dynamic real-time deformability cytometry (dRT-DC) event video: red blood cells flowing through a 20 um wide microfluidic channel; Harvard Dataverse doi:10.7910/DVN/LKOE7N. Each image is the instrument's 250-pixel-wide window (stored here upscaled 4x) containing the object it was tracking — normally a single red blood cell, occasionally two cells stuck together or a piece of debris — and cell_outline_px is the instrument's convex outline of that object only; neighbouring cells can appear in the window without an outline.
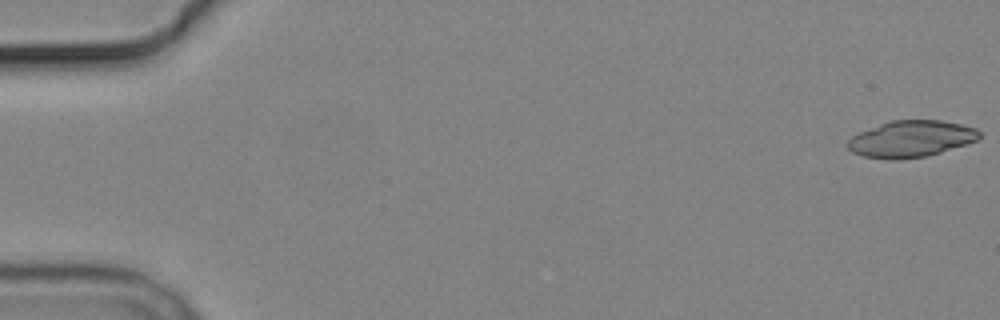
{"species": "common noctule bat (a hibernating species)", "species_latin": "Nyctalus noctula", "temperature_condition": "cold", "stored_images_in_passage": 15, "segment_of_instrument_passage": [1, 2], "camera_frame_rate_fps": 3000, "um_per_image_px": 0.085, "animal": {"sex": "male", "body_mass_g": 19.2, "forearm_length_mm": 51.8}, "frame": {"image": 1, "passage_image": 1, "time_ms": 0.0, "image_size_px": [1000, 320], "cell_outline_px": [[980, 136], [976, 140], [940, 152], [924, 156], [900, 160], [888, 160], [864, 156], [852, 152], [844, 144], [852, 136], [860, 132], [880, 124], [892, 120], [940, 120], [960, 124], [976, 128], [980, 132]], "centroid_in_image_um": [77.39, 11.81], "position_along_channel_um": 7.6, "area_um2": 27.86}}